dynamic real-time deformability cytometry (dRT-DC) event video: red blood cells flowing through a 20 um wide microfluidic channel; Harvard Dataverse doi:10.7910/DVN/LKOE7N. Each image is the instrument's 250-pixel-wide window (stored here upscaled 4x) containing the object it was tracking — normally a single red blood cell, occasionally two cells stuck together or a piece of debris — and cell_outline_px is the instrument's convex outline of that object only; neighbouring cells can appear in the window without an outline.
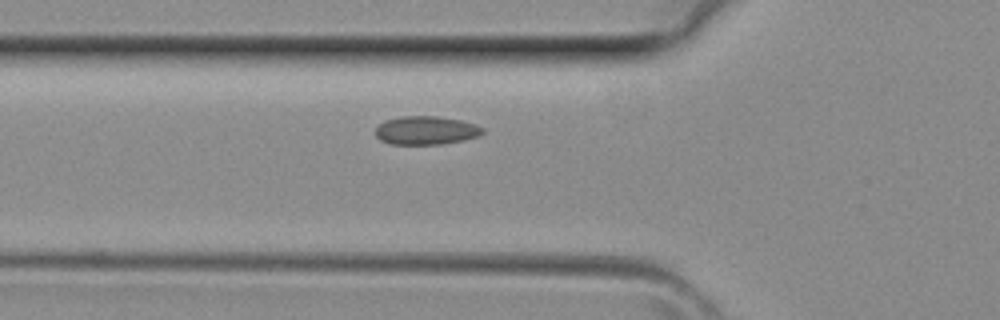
{"species": "common noctule bat (a hibernating species)", "species_latin": "Nyctalus noctula", "temperature_condition": "room temperature", "stored_images_in_passage": 5, "camera_frame_rate_fps": 3000, "um_per_image_px": 0.085, "animal": {"sex": "female", "body_mass_g": 29.2, "forearm_length_mm": 56.3}, "frame": {"image": 1, "passage_image": 5, "time_ms": 1.333, "image_size_px": [1000, 320], "cell_outline_px": [[484, 132], [480, 136], [464, 140], [440, 144], [388, 144], [380, 140], [376, 136], [376, 128], [380, 124], [388, 120], [400, 116], [436, 116], [460, 120], [476, 124], [484, 128]], "centroid_in_image_um": [36.24, 11.09], "position_along_channel_um": 89.6, "area_um2": 17.8}}